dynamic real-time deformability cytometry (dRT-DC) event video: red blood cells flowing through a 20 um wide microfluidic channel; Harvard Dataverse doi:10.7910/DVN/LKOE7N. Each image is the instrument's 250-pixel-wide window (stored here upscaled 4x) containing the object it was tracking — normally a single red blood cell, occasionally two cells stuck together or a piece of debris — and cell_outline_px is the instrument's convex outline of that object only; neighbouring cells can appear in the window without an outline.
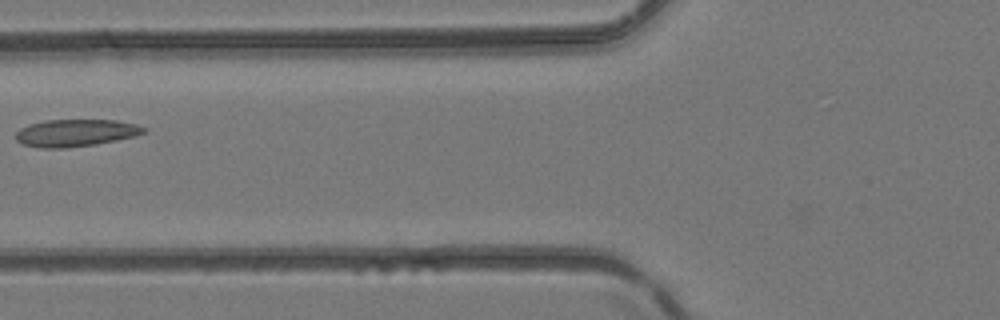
{"species": "common noctule bat (a hibernating species)", "species_latin": "Nyctalus noctula", "temperature_condition": "room temperature", "stored_images_in_passage": 4, "camera_frame_rate_fps": 3000, "um_per_image_px": 0.085, "animal": {"sex": "female", "body_mass_g": 24.6, "forearm_length_mm": 56.2}, "frame": {"image": 1, "passage_image": 4, "time_ms": 1.0, "image_size_px": [1000, 320], "cell_outline_px": [[148, 132], [136, 136], [96, 144], [64, 148], [40, 148], [24, 144], [16, 140], [16, 132], [20, 128], [32, 124], [48, 120], [116, 120], [136, 124], [148, 128]], "centroid_in_image_um": [6.49, 11.29], "position_along_channel_um": 119.3, "area_um2": 20.29}}